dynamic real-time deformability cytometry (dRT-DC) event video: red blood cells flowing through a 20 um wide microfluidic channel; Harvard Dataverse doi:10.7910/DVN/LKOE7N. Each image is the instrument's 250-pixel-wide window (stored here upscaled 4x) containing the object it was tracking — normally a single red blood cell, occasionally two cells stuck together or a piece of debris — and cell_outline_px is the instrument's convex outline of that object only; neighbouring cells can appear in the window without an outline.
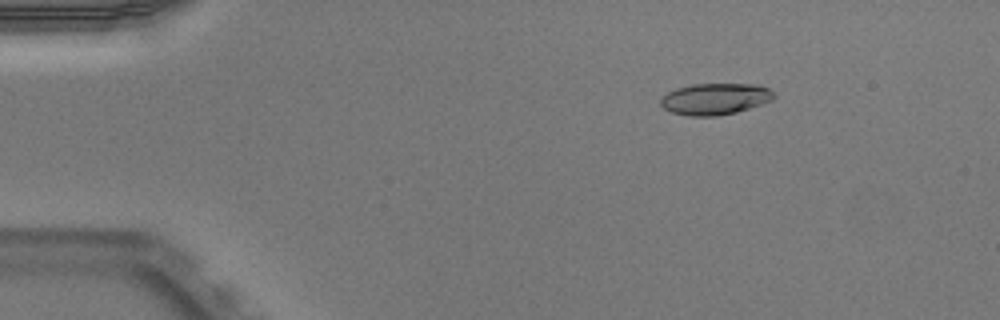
{"species": "Egyptian fruit bat (a non-hibernating species)", "species_latin": "Rousettus aegyptiacus", "temperature_condition": "warm", "stored_images_in_passage": 44, "camera_frame_rate_fps": 3000, "um_per_image_px": 0.085, "animal": {"sex": "male"}, "frame": {"image": 1, "passage_image": 1, "time_ms": 0.0, "image_size_px": [1000, 320], "cell_outline_px": [[776, 96], [772, 100], [736, 112], [716, 116], [688, 116], [672, 112], [664, 108], [660, 104], [660, 100], [668, 92], [676, 88], [692, 84], [760, 84], [768, 88]], "centroid_in_image_um": [60.78, 8.4], "position_along_channel_um": 24.2, "area_um2": 20.69}}
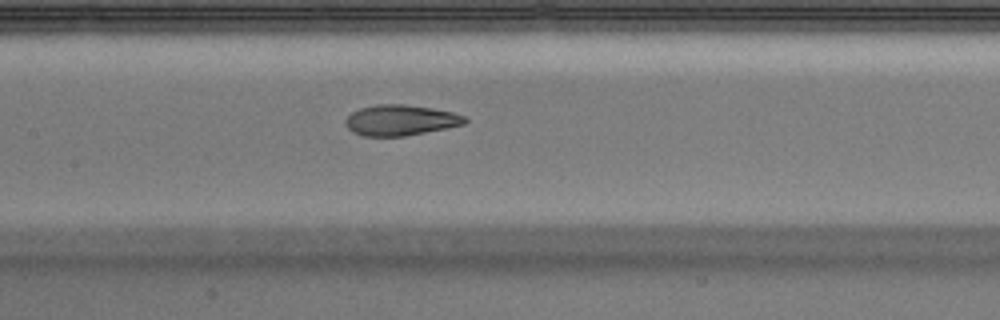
{"frame": {"image": 2, "passage_image": 18, "time_ms": 5.667, "image_size_px": [1000, 320], "cell_outline_px": [[468, 120], [464, 124], [448, 128], [404, 136], [364, 136], [352, 132], [344, 124], [344, 120], [352, 112], [360, 108], [376, 104], [404, 104], [432, 108], [452, 112], [464, 116]], "centroid_in_image_um": [34.02, 10.21], "position_along_channel_um": 173.4, "area_um2": 21.39}}
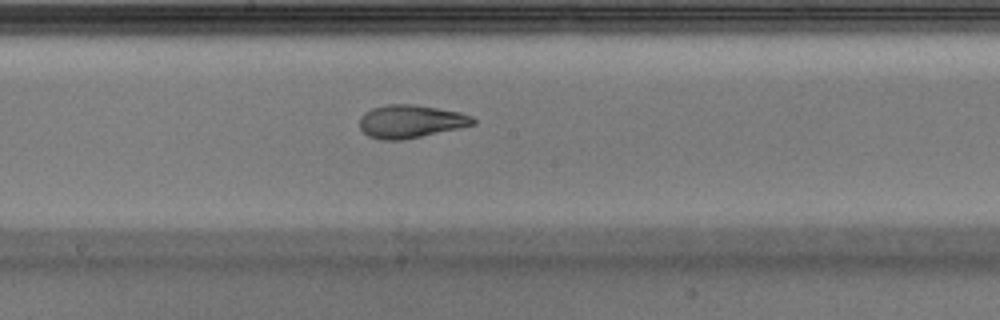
{"frame": {"image": 3, "passage_image": 21, "time_ms": 6.667, "image_size_px": [1000, 320], "cell_outline_px": [[476, 124], [460, 128], [400, 140], [380, 140], [368, 136], [360, 128], [360, 116], [364, 112], [372, 108], [388, 104], [412, 104], [460, 112], [472, 116], [476, 120]], "centroid_in_image_um": [34.89, 10.32], "position_along_channel_um": 213.3, "area_um2": 21.79}, "authors_computed_cell_mechanics": {"area_um2": 21.8484, "velocity_mm_per_s": 4.002, "shape_relaxation_time_tau1_ms": 5.5106, "shape_relaxation_time_tau2_ms": 1.6477, "deformation_change_tau1": 0.2085, "deformation_change_tau2": 0.0801}}